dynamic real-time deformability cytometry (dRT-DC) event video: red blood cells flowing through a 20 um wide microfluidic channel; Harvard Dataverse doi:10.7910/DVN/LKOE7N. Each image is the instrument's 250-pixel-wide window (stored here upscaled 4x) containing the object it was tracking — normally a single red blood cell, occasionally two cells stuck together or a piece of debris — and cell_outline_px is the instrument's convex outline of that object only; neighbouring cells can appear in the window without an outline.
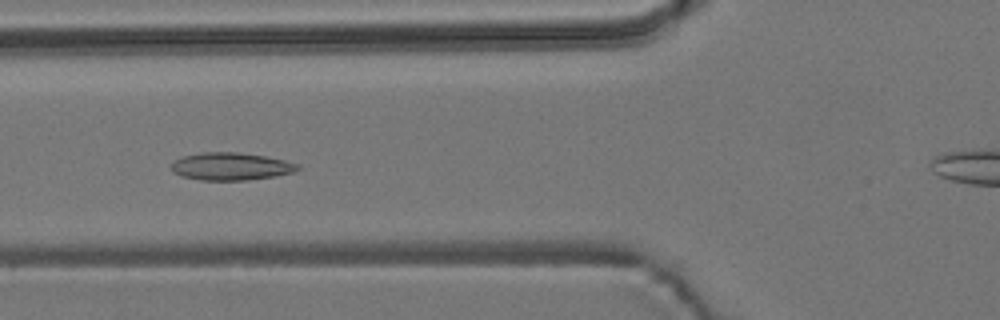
{"species": "common noctule bat (a hibernating species)", "species_latin": "Nyctalus noctula", "temperature_condition": "room temperature", "stored_images_in_passage": 9, "segment_of_instrument_passage": [1, 2], "camera_frame_rate_fps": 3000, "um_per_image_px": 0.085, "animal": {"sex": "male", "body_mass_g": 19.2, "forearm_length_mm": 51.8}, "frame": {"image": 1, "passage_image": 6, "time_ms": 6.667, "image_size_px": [1000, 320], "cell_outline_px": [[300, 168], [292, 172], [276, 176], [248, 180], [200, 180], [180, 176], [172, 172], [172, 160], [184, 156], [204, 152], [236, 152], [264, 156], [284, 160], [300, 164]], "centroid_in_image_um": [19.6, 14.15], "position_along_channel_um": 106.2, "area_um2": 20.35}}
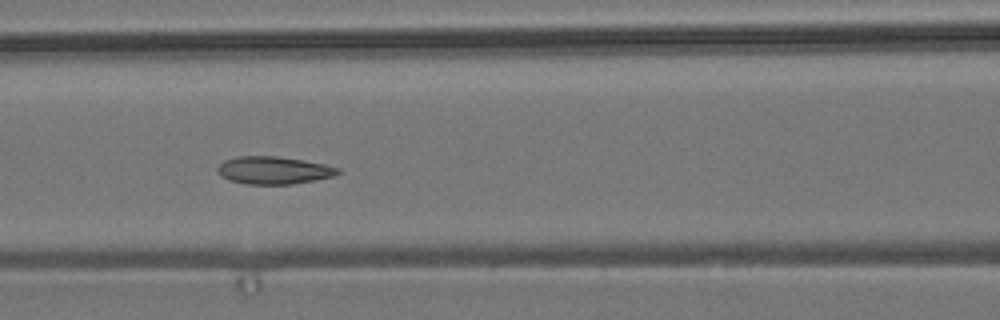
{"frame": {"image": 2, "passage_image": 7, "time_ms": 7.667, "image_size_px": [1000, 320], "cell_outline_px": [[340, 172], [332, 176], [316, 180], [292, 184], [248, 184], [228, 180], [220, 176], [216, 172], [216, 168], [224, 160], [236, 156], [276, 156], [304, 160], [324, 164], [340, 168]], "centroid_in_image_um": [23.22, 14.47], "position_along_channel_um": 143.4, "area_um2": 19.48}}
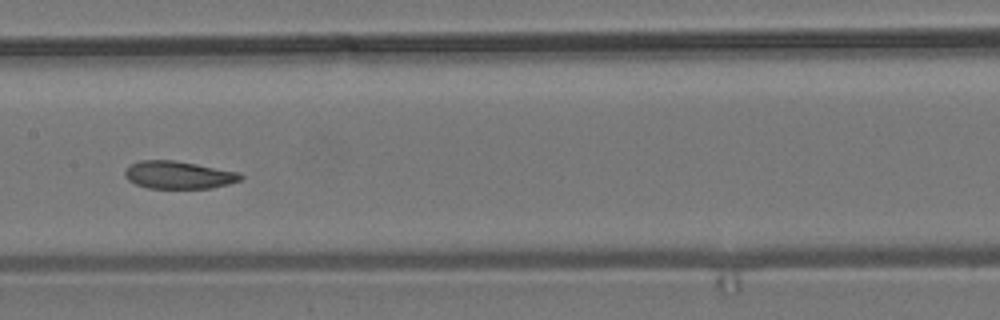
{"frame": {"image": 3, "passage_image": 8, "time_ms": 9.0, "image_size_px": [1000, 320], "cell_outline_px": [[244, 176], [240, 180], [228, 184], [212, 188], [148, 188], [136, 184], [128, 180], [124, 176], [124, 172], [132, 164], [140, 160], [172, 160], [196, 164], [240, 172]], "centroid_in_image_um": [15.19, 14.87], "position_along_channel_um": 192.2, "area_um2": 18.55}}